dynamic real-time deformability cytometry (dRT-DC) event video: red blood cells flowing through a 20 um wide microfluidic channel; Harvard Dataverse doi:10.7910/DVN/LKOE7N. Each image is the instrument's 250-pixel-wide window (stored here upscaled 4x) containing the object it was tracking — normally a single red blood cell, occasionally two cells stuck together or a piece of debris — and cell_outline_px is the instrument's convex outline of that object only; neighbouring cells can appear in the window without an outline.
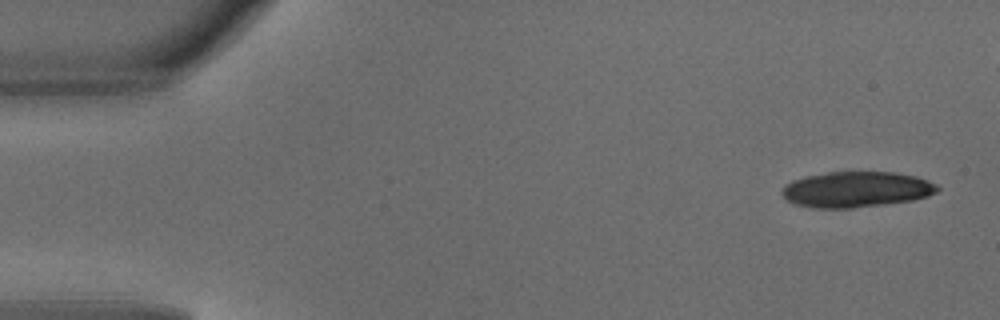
{"species": "common noctule bat (a hibernating species)", "species_latin": "Nyctalus noctula", "temperature_condition": "warm", "stored_images_in_passage": 5, "camera_frame_rate_fps": 3000, "um_per_image_px": 0.085, "animal": {"sex": "male", "body_mass_g": 18.8}, "frame": {"image": 1, "passage_image": 1, "time_ms": 0.0, "image_size_px": [1000, 320], "cell_outline_px": [[940, 188], [936, 192], [928, 196], [912, 200], [884, 204], [852, 208], [812, 208], [792, 204], [780, 192], [784, 184], [792, 180], [804, 176], [828, 172], [896, 172], [916, 176], [928, 180], [936, 184]], "centroid_in_image_um": [72.75, 16.1], "position_along_channel_um": 12.2, "area_um2": 32.6}}